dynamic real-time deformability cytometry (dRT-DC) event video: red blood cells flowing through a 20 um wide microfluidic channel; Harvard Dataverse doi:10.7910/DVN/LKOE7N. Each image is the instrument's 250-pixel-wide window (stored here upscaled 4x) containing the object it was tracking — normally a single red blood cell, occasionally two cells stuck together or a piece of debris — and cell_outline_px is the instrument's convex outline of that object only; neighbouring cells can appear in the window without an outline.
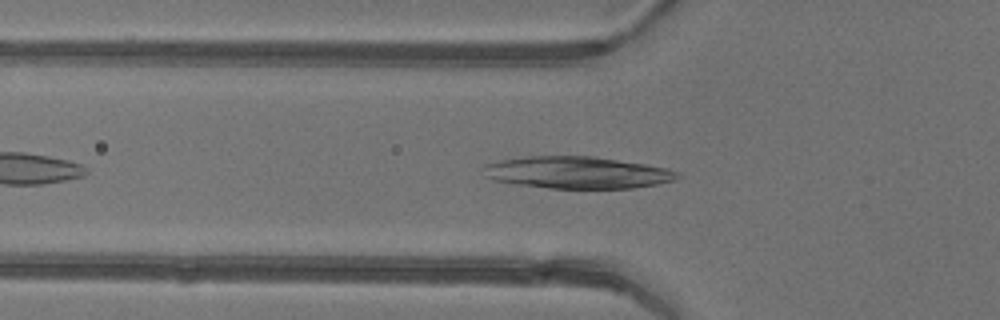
{"species": "common noctule bat (a hibernating species)", "species_latin": "Nyctalus noctula", "temperature_condition": "warm", "stored_images_in_passage": 36, "camera_frame_rate_fps": 3000, "um_per_image_px": 0.085, "animal": {"sex": "female"}, "frame": {"image": 1, "passage_image": 7, "time_ms": 2.0, "image_size_px": [1000, 320], "cell_outline_px": [[680, 176], [676, 180], [656, 184], [632, 188], [548, 188], [492, 180], [484, 176], [480, 168], [484, 164], [500, 160], [528, 156], [592, 156], [644, 164], [668, 168], [676, 172]], "centroid_in_image_um": [49.0, 14.66], "position_along_channel_um": 76.8, "area_um2": 36.13}}
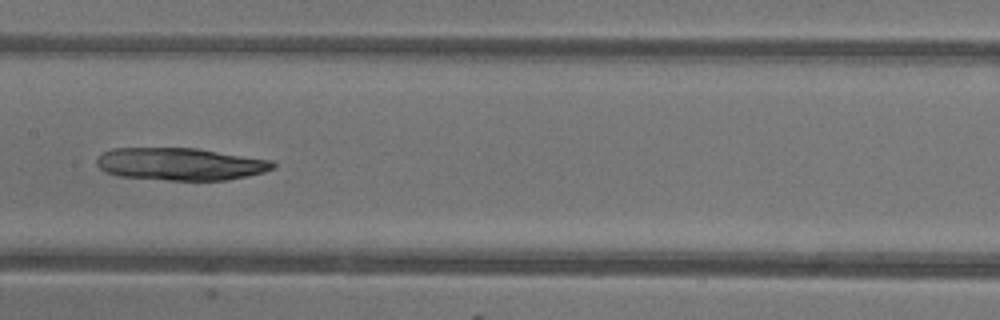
{"frame": {"image": 2, "passage_image": 15, "time_ms": 4.667, "image_size_px": [1000, 320], "cell_outline_px": [[276, 168], [264, 172], [248, 176], [228, 180], [168, 180], [116, 176], [104, 172], [96, 164], [96, 160], [104, 152], [112, 148], [196, 148], [272, 160], [276, 164]], "centroid_in_image_um": [15.34, 13.95], "position_along_channel_um": 192.1, "area_um2": 33.52}}
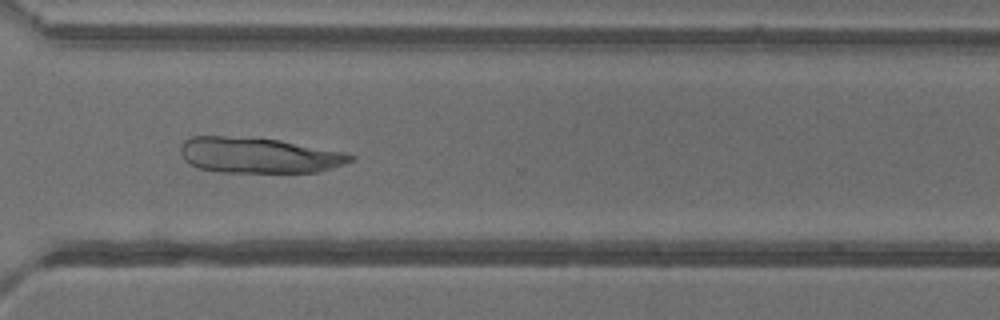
{"frame": {"image": 3, "passage_image": 26, "time_ms": 8.333, "image_size_px": [1000, 320], "cell_outline_px": [[356, 160], [332, 168], [316, 172], [220, 172], [200, 168], [184, 160], [180, 152], [180, 144], [184, 140], [192, 136], [224, 136], [280, 140], [344, 152], [356, 156]], "centroid_in_image_um": [22.0, 13.2], "position_along_channel_um": 348.6, "area_um2": 35.2}}